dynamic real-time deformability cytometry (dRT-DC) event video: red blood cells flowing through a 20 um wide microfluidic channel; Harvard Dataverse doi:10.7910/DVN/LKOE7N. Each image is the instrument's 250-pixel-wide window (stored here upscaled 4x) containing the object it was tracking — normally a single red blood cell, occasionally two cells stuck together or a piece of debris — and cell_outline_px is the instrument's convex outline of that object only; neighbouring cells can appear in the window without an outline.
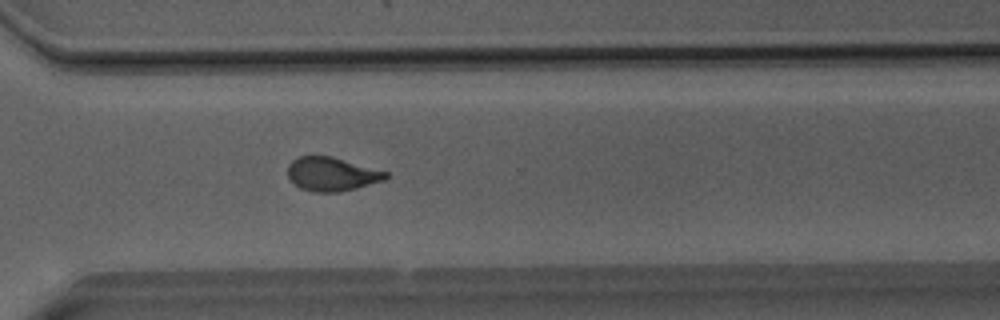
{"species": "Egyptian fruit bat (a non-hibernating species)", "species_latin": "Rousettus aegyptiacus", "temperature_condition": "room temperature", "stored_images_in_passage": 43, "camera_frame_rate_fps": 3000, "um_per_image_px": 0.085, "animal": {"sex": "male"}, "frame": {"image": 1, "passage_image": 29, "time_ms": 9.333, "image_size_px": [1000, 320], "cell_outline_px": [[388, 176], [384, 180], [356, 188], [340, 192], [312, 192], [300, 188], [288, 176], [288, 164], [292, 160], [300, 156], [332, 156], [388, 172]], "centroid_in_image_um": [28.19, 14.8], "position_along_channel_um": 342.4, "area_um2": 19.19}}
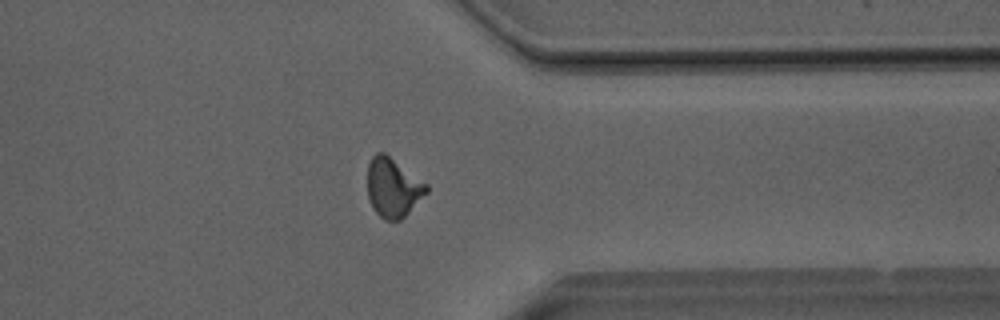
{"frame": {"image": 2, "passage_image": 32, "time_ms": 10.333, "image_size_px": [1000, 320], "cell_outline_px": [[428, 192], [400, 220], [384, 220], [376, 212], [368, 196], [368, 164], [372, 156], [376, 152], [384, 152], [428, 184]], "centroid_in_image_um": [33.41, 15.92], "position_along_channel_um": 378.0, "area_um2": 20.11}}
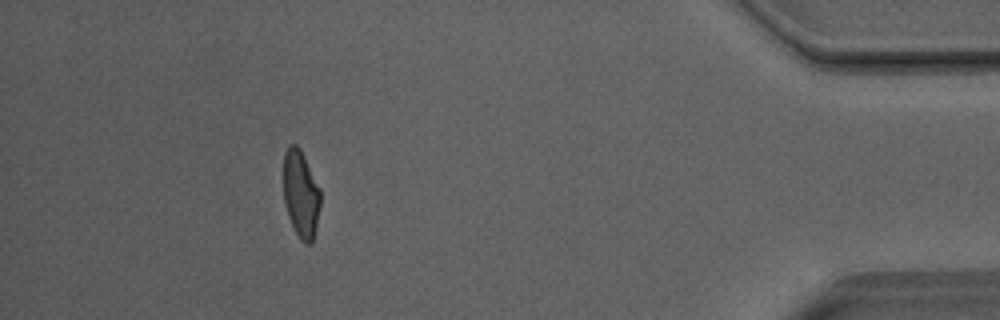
{"frame": {"image": 3, "passage_image": 38, "time_ms": 12.333, "image_size_px": [1000, 320], "cell_outline_px": [[320, 204], [316, 228], [312, 244], [304, 244], [300, 240], [288, 216], [284, 204], [284, 152], [288, 144], [296, 144], [300, 148], [320, 188]], "centroid_in_image_um": [25.57, 16.49], "position_along_channel_um": 409.6, "area_um2": 18.9}, "authors_computed_cell_mechanics": {"area_um2": 19.5364, "velocity_mm_per_s": 4.0703, "shape_relaxation_time_tau1_ms": 5.1569, "shape_relaxation_time_tau2_ms": 1.4141, "deformation_change_tau1": 0.1737, "deformation_change_tau2": 0.0755}}